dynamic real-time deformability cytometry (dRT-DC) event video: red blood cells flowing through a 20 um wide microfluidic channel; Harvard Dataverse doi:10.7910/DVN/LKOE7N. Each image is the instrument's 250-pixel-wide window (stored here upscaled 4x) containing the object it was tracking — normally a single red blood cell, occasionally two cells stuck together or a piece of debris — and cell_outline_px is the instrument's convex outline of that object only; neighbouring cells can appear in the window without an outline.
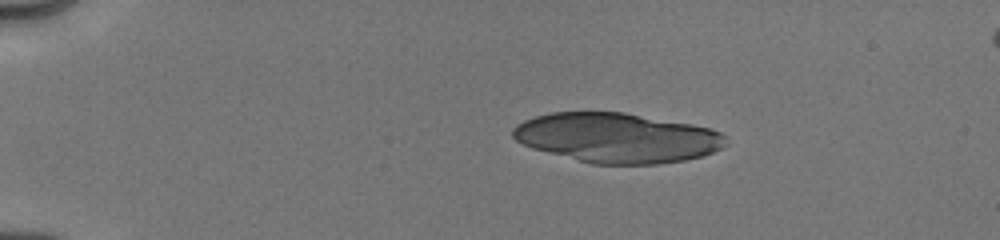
{"species": "human", "species_latin": "Homo sapiens", "temperature_condition": "cold", "stored_images_in_passage": 52, "camera_frame_rate_fps": 3000, "um_per_image_px": 0.085, "donor": {"sex": "male"}, "frame": {"image": 1, "passage_image": 1, "time_ms": 0.0, "image_size_px": [1000, 240], "cell_outline_px": [[728, 144], [724, 148], [704, 156], [684, 160], [656, 164], [592, 164], [532, 148], [516, 140], [512, 136], [512, 128], [516, 124], [524, 120], [536, 116], [552, 112], [624, 112], [692, 124], [712, 128], [720, 132], [724, 136]], "centroid_in_image_um": [52.47, 11.71], "position_along_channel_um": 32.5, "area_um2": 61.9}}
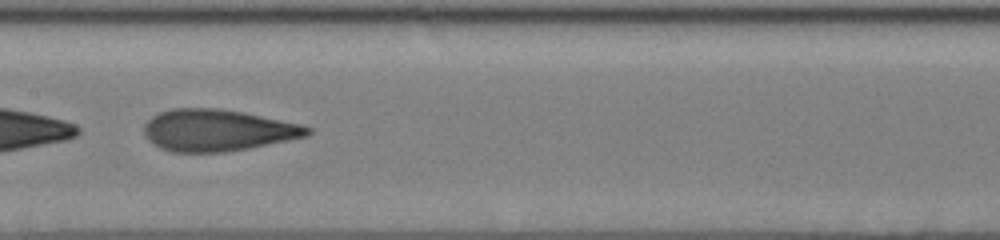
{"frame": {"image": 2, "passage_image": 21, "time_ms": 6.0, "image_size_px": [1000, 240], "cell_outline_px": [[312, 132], [308, 136], [248, 148], [224, 152], [172, 152], [160, 148], [152, 144], [144, 136], [144, 124], [152, 116], [160, 112], [172, 108], [220, 108], [244, 112], [304, 124], [312, 128]], "centroid_in_image_um": [18.49, 11.06], "position_along_channel_um": 188.9, "area_um2": 40.06}}
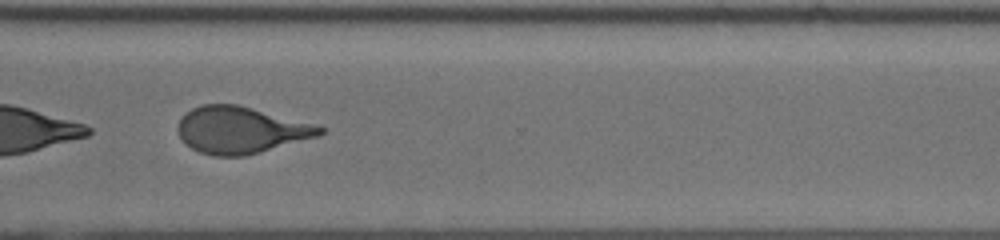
{"frame": {"image": 3, "passage_image": 38, "time_ms": 10.0, "image_size_px": [1000, 240], "cell_outline_px": [[324, 132], [316, 136], [260, 152], [244, 156], [212, 156], [200, 152], [192, 148], [180, 136], [180, 120], [192, 108], [200, 104], [236, 104], [252, 108], [324, 128]], "centroid_in_image_um": [20.42, 11.06], "position_along_channel_um": 350.2, "area_um2": 37.51}, "authors_computed_cell_mechanics": {"area_um2": 39.593, "velocity_mm_per_s": 4.0481, "shape_relaxation_time_tau1_ms": 5.4822, "shape_relaxation_time_tau2_ms": 1.1171, "deformation_change_tau1": 0.2152, "deformation_change_tau2": 0.0937}}